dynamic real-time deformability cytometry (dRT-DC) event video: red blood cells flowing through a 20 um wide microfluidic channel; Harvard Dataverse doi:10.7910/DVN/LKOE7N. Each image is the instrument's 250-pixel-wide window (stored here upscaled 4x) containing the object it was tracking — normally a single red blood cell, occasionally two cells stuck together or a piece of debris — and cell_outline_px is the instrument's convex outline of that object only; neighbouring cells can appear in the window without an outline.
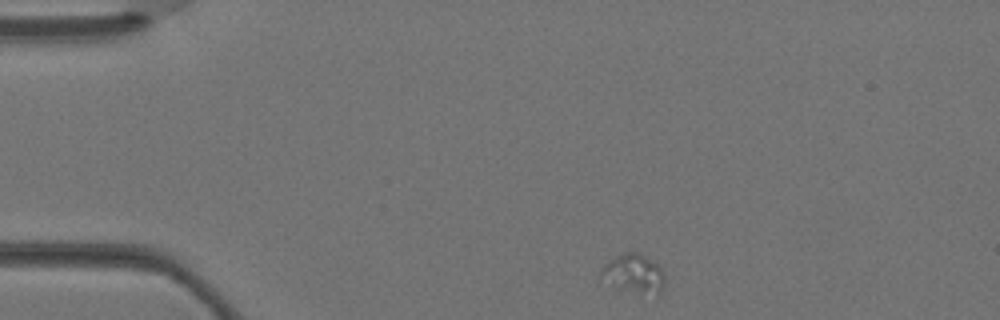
{"species": "Egyptian fruit bat (a non-hibernating species)", "species_latin": "Rousettus aegyptiacus", "temperature_condition": "warm", "stored_images_in_passage": 2, "camera_frame_rate_fps": 3000, "um_per_image_px": 0.085, "animal": {"sex": "female"}, "frame": {"image": 1, "passage_image": 1, "time_ms": 0.0, "image_size_px": [1000, 320], "cell_outline_px": [[664, 284], [660, 296], [640, 296], [612, 284], [600, 276], [600, 272], [608, 260], [624, 252], [636, 252], [644, 256], [656, 264], [664, 272]], "centroid_in_image_um": [53.93, 23.31], "position_along_channel_um": 31.1, "area_um2": 14.57}}